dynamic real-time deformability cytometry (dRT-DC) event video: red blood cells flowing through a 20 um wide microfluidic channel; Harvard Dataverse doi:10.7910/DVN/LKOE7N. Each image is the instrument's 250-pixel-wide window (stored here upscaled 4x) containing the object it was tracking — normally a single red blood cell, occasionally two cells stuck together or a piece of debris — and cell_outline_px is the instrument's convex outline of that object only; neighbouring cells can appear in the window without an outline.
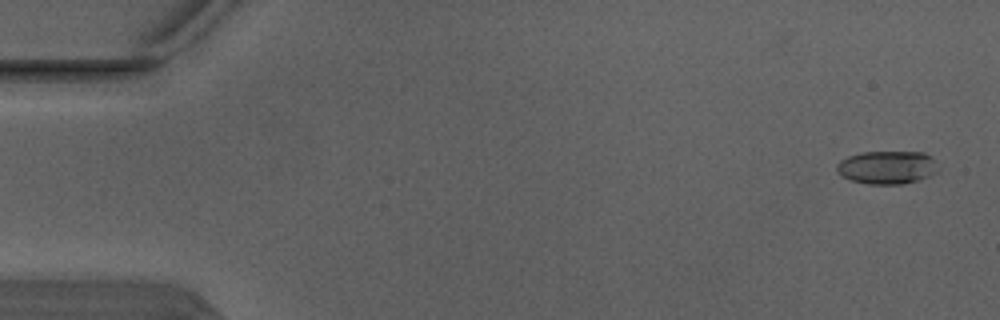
{"species": "Egyptian fruit bat (a non-hibernating species)", "species_latin": "Rousettus aegyptiacus", "temperature_condition": "warm", "stored_images_in_passage": 5, "camera_frame_rate_fps": 3000, "um_per_image_px": 0.085, "animal": {"sex": "male"}, "frame": {"image": 1, "passage_image": 1, "time_ms": 0.0, "image_size_px": [1000, 320], "cell_outline_px": [[940, 168], [932, 176], [920, 180], [904, 184], [868, 184], [852, 180], [840, 176], [836, 172], [836, 164], [840, 160], [848, 156], [860, 152], [924, 152]], "centroid_in_image_um": [75.38, 14.24], "position_along_channel_um": 9.6, "area_um2": 19.83}}
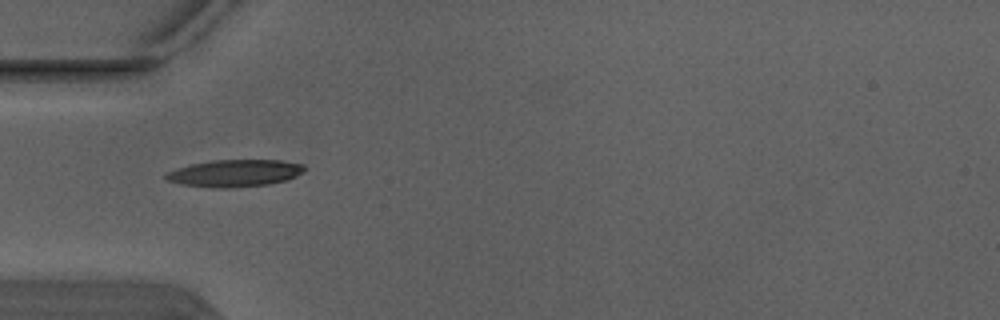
{"frame": {"image": 2, "passage_image": 4, "time_ms": 1.0, "image_size_px": [1000, 320], "cell_outline_px": [[304, 172], [296, 176], [284, 180], [268, 184], [232, 188], [212, 188], [180, 184], [164, 180], [164, 176], [168, 172], [192, 164], [212, 160], [280, 160], [304, 164]], "centroid_in_image_um": [19.94, 14.73], "position_along_channel_um": 65.1, "area_um2": 21.85}}
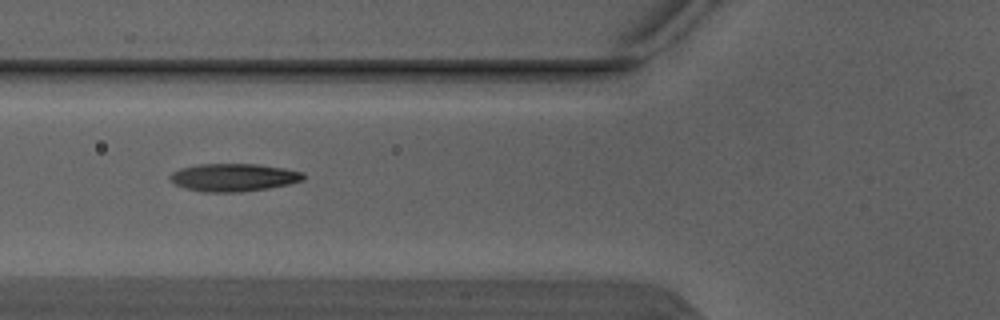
{"frame": {"image": 3, "passage_image": 5, "time_ms": 1.333, "image_size_px": [1000, 320], "cell_outline_px": [[304, 180], [288, 184], [268, 188], [240, 192], [204, 192], [184, 188], [176, 184], [168, 176], [172, 172], [180, 168], [196, 164], [256, 164], [284, 168], [304, 172]], "centroid_in_image_um": [19.85, 15.08], "position_along_channel_um": 106.0, "area_um2": 21.62}}